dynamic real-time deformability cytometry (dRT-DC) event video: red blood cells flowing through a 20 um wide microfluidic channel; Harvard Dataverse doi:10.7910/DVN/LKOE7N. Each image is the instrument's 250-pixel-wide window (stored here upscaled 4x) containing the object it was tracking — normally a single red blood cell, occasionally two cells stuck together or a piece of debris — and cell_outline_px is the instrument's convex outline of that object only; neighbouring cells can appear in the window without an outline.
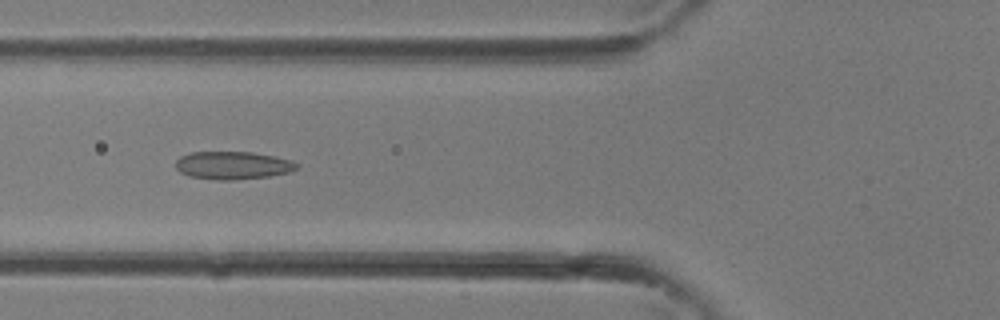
{"species": "common noctule bat (a hibernating species)", "species_latin": "Nyctalus noctula", "temperature_condition": "room temperature", "stored_images_in_passage": 35, "camera_frame_rate_fps": 3000, "um_per_image_px": 0.085, "animal": {"sex": "female"}, "frame": {"image": 1, "passage_image": 13, "time_ms": 4.0, "image_size_px": [1000, 320], "cell_outline_px": [[300, 168], [288, 172], [268, 176], [232, 180], [216, 180], [188, 176], [180, 172], [176, 168], [176, 160], [180, 156], [192, 152], [252, 152], [276, 156], [292, 160]], "centroid_in_image_um": [19.78, 14.05], "position_along_channel_um": 106.0, "area_um2": 19.71}}
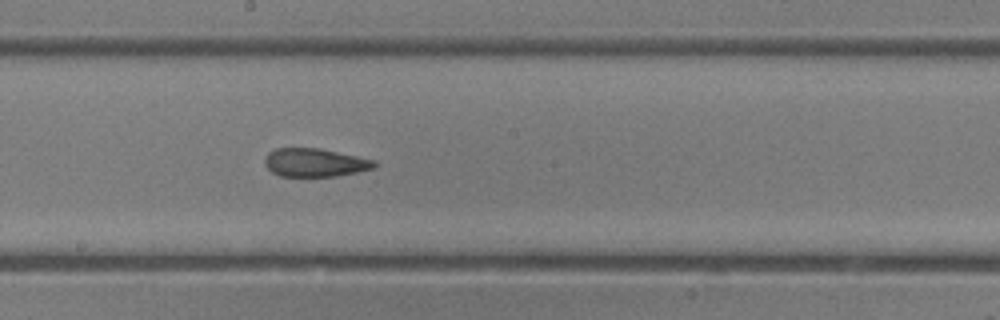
{"frame": {"image": 2, "passage_image": 19, "time_ms": 6.0, "image_size_px": [1000, 320], "cell_outline_px": [[376, 164], [372, 168], [356, 172], [336, 176], [280, 176], [272, 172], [264, 164], [264, 156], [268, 152], [276, 148], [320, 148], [376, 160]], "centroid_in_image_um": [26.72, 13.81], "position_along_channel_um": 221.5, "area_um2": 18.09}}
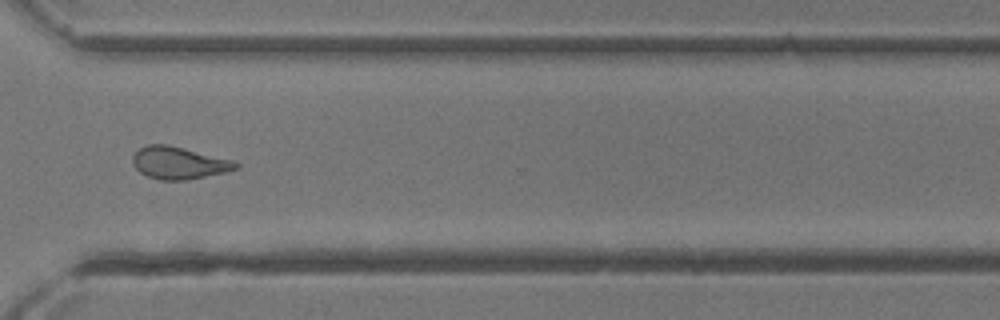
{"frame": {"image": 3, "passage_image": 26, "time_ms": 8.333, "image_size_px": [1000, 320], "cell_outline_px": [[240, 168], [224, 172], [184, 180], [160, 180], [148, 176], [140, 172], [136, 168], [132, 160], [132, 156], [140, 148], [148, 144], [168, 144], [232, 160], [240, 164]], "centroid_in_image_um": [15.2, 13.84], "position_along_channel_um": 355.4, "area_um2": 19.19}}